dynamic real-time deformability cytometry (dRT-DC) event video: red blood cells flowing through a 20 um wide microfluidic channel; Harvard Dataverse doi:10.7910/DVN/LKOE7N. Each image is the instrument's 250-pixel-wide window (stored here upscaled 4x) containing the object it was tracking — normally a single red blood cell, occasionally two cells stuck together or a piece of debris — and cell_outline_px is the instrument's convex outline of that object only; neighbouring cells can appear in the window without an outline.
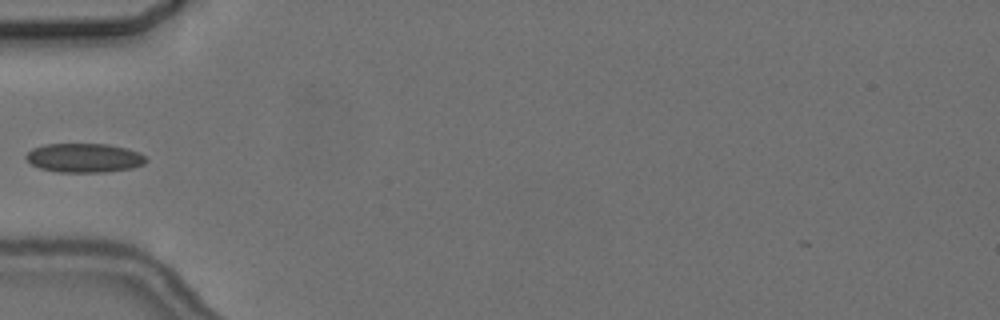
{"species": "common noctule bat (a hibernating species)", "species_latin": "Nyctalus noctula", "temperature_condition": "cold", "stored_images_in_passage": 7, "camera_frame_rate_fps": 3000, "um_per_image_px": 0.085, "animal": {"sex": "female", "body_mass_g": 24.6, "forearm_length_mm": 56.2}, "frame": {"image": 1, "passage_image": 6, "time_ms": 6.0, "image_size_px": [1000, 320], "cell_outline_px": [[148, 160], [144, 164], [132, 168], [104, 172], [56, 172], [40, 168], [32, 164], [24, 156], [32, 148], [44, 144], [108, 144], [140, 152]], "centroid_in_image_um": [7.16, 13.42], "position_along_channel_um": 77.8, "area_um2": 20.35}}
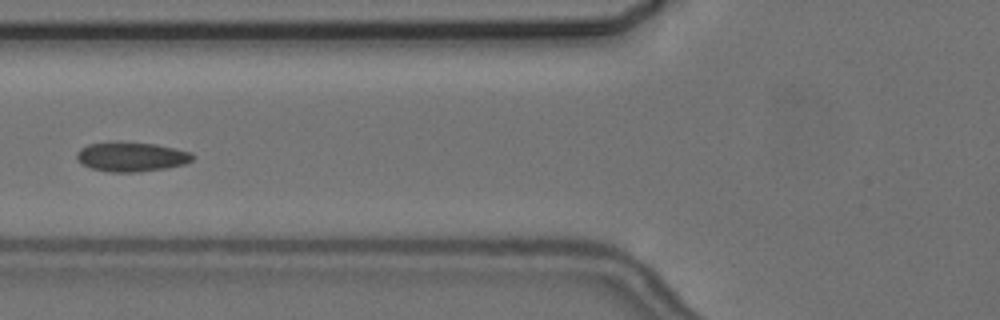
{"frame": {"image": 2, "passage_image": 7, "time_ms": 7.0, "image_size_px": [1000, 320], "cell_outline_px": [[196, 156], [192, 160], [184, 164], [168, 168], [140, 172], [108, 172], [92, 168], [80, 164], [76, 160], [76, 152], [80, 148], [88, 144], [116, 140], [156, 144], [192, 152]], "centroid_in_image_um": [11.14, 13.31], "position_along_channel_um": 114.7, "area_um2": 20.52}}